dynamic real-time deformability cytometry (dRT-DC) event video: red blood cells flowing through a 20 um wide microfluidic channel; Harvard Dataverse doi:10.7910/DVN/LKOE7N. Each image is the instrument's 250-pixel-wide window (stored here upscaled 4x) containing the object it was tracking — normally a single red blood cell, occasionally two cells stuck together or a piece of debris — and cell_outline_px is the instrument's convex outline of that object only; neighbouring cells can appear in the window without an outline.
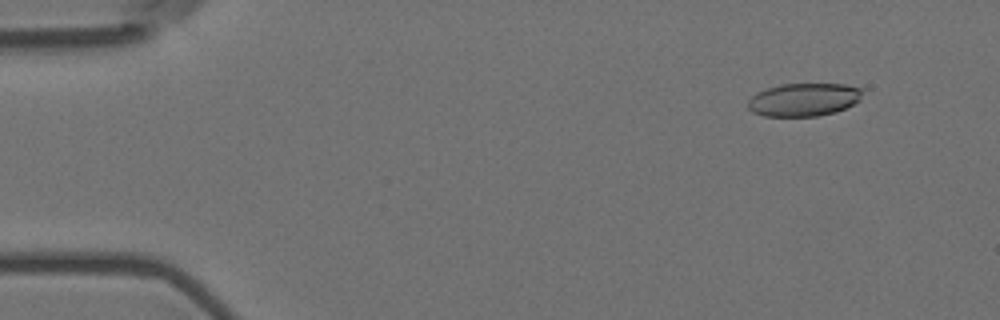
{"species": "Egyptian fruit bat (a non-hibernating species)", "species_latin": "Rousettus aegyptiacus", "temperature_condition": "room temperature", "stored_images_in_passage": 5, "camera_frame_rate_fps": 3000, "um_per_image_px": 0.085, "animal": {"sex": "female"}, "frame": {"image": 1, "passage_image": 2, "time_ms": 0.333, "image_size_px": [1000, 320], "cell_outline_px": [[864, 88], [860, 100], [836, 112], [820, 116], [764, 116], [752, 112], [748, 108], [748, 100], [756, 92], [780, 84], [844, 84]], "centroid_in_image_um": [68.33, 8.47], "position_along_channel_um": 16.7, "area_um2": 22.2}}
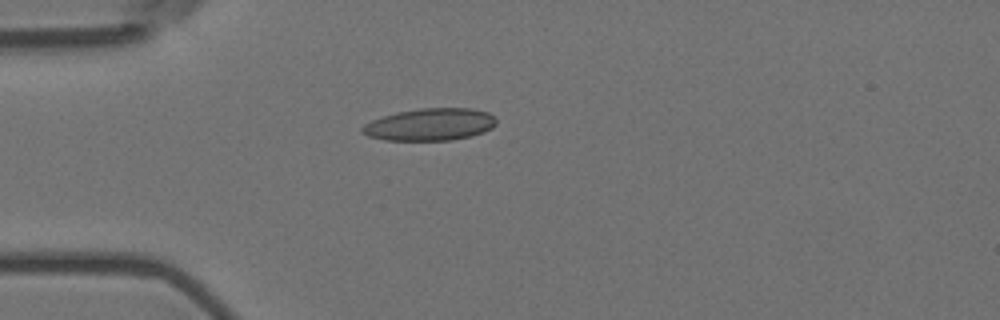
{"frame": {"image": 2, "passage_image": 5, "time_ms": 1.333, "image_size_px": [1000, 320], "cell_outline_px": [[496, 124], [492, 128], [484, 132], [472, 136], [452, 140], [384, 140], [368, 136], [360, 132], [360, 128], [364, 124], [372, 120], [396, 112], [420, 108], [472, 108], [488, 112], [496, 116]], "centroid_in_image_um": [36.57, 10.58], "position_along_channel_um": 48.4, "area_um2": 25.43}}